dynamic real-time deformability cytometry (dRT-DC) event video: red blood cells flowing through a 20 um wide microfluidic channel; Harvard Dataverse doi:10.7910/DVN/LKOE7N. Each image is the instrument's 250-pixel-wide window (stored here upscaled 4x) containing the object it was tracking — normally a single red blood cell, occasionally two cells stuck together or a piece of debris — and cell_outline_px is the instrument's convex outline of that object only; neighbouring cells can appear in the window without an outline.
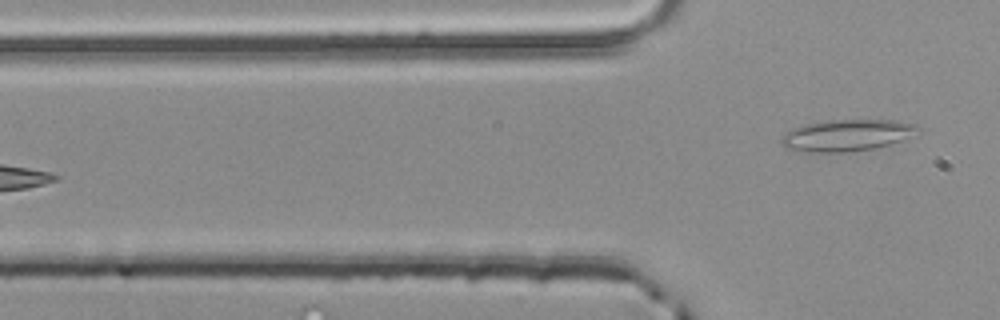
{"species": "common noctule bat (a hibernating species)", "species_latin": "Nyctalus noctula", "temperature_condition": "room temperature", "stored_images_in_passage": 4, "camera_frame_rate_fps": 3000, "um_per_image_px": 0.085, "animal": {"sex": "male", "body_mass_g": 20.4}, "frame": {"image": 1, "passage_image": 4, "time_ms": 1.0, "image_size_px": [1000, 320], "cell_outline_px": [[920, 128], [908, 136], [900, 140], [888, 144], [872, 148], [848, 152], [800, 152], [784, 148], [780, 144], [780, 140], [784, 132], [808, 124], [832, 120], [896, 120], [916, 124]], "centroid_in_image_um": [71.9, 11.51], "position_along_channel_um": 53.9, "area_um2": 24.85}}